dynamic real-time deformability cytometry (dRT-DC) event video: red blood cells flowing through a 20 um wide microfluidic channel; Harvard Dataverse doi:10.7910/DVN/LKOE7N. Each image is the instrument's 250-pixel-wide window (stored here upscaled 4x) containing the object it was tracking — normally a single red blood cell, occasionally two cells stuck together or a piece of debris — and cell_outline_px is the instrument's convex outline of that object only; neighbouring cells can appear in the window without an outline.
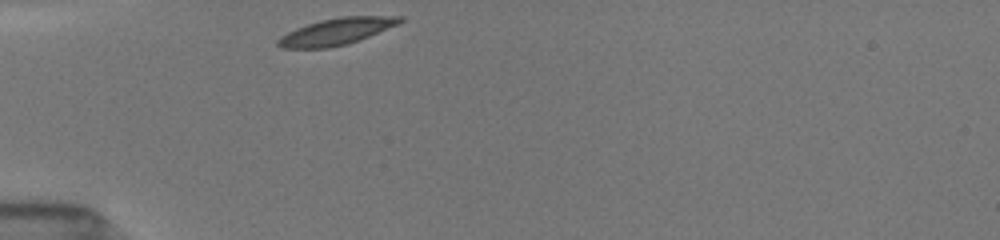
{"species": "common noctule bat (a hibernating species)", "species_latin": "Nyctalus noctula", "temperature_condition": "room temperature", "stored_images_in_passage": 16, "camera_frame_rate_fps": 3000, "um_per_image_px": 0.085, "animal": {"sex": "female", "body_mass_g": 19.5, "forearm_length_mm": 54.1}, "frame": {"image": 1, "passage_image": 1, "time_ms": 0.0, "image_size_px": [1000, 240], "cell_outline_px": [[404, 20], [400, 24], [360, 40], [348, 44], [328, 48], [280, 48], [276, 44], [276, 40], [280, 36], [296, 28], [320, 20], [340, 16], [404, 16]], "centroid_in_image_um": [28.62, 2.68], "position_along_channel_um": 56.4, "area_um2": 19.19}}
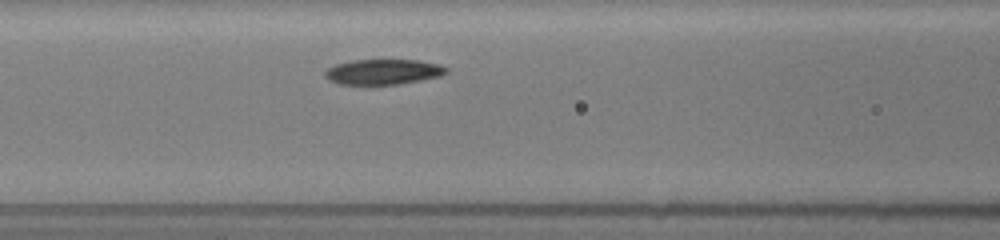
{"frame": {"image": 2, "passage_image": 8, "time_ms": 2.333, "image_size_px": [1000, 240], "cell_outline_px": [[448, 72], [440, 76], [400, 84], [340, 84], [328, 80], [324, 76], [324, 72], [328, 68], [336, 64], [352, 60], [420, 60], [440, 64], [448, 68]], "centroid_in_image_um": [32.58, 6.1], "position_along_channel_um": 134.0, "area_um2": 17.92}}
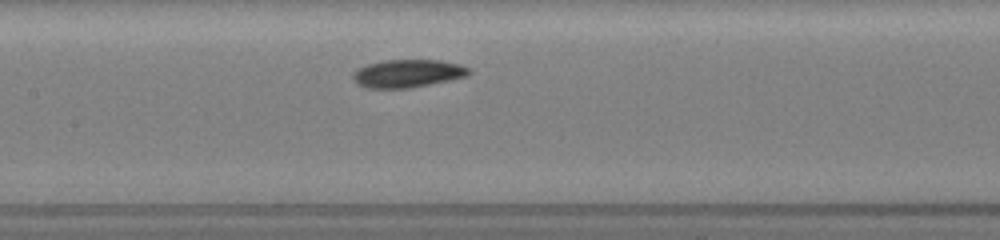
{"frame": {"image": 3, "passage_image": 13, "time_ms": 3.333, "image_size_px": [1000, 240], "cell_outline_px": [[472, 72], [468, 76], [408, 88], [368, 88], [356, 84], [352, 76], [352, 72], [356, 68], [368, 64], [384, 60], [440, 60], [460, 64], [472, 68]], "centroid_in_image_um": [34.65, 6.23], "position_along_channel_um": 172.8, "area_um2": 19.02}}